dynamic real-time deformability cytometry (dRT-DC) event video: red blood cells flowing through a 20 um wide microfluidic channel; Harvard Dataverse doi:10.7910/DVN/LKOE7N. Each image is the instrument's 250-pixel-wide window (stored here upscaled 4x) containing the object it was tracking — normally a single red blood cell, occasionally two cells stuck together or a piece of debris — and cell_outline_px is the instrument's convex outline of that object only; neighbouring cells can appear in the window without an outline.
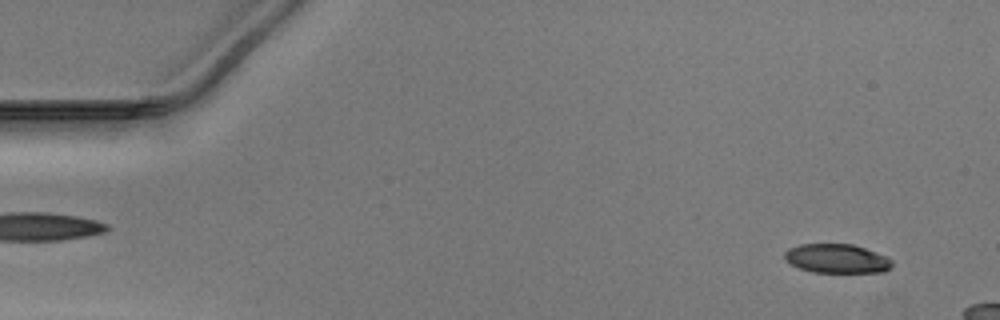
{"species": "Egyptian fruit bat (a non-hibernating species)", "species_latin": "Rousettus aegyptiacus", "temperature_condition": "warm", "stored_images_in_passage": 46, "camera_frame_rate_fps": 3000, "um_per_image_px": 0.085, "animal": {"sex": "male"}, "frame": {"image": 1, "passage_image": 3, "time_ms": 0.667, "image_size_px": [1000, 320], "cell_outline_px": [[892, 264], [884, 272], [812, 272], [800, 268], [784, 260], [784, 252], [788, 248], [800, 244], [852, 244], [864, 248], [884, 256], [892, 260]], "centroid_in_image_um": [71.07, 21.97], "position_along_channel_um": 13.9, "area_um2": 18.03}}
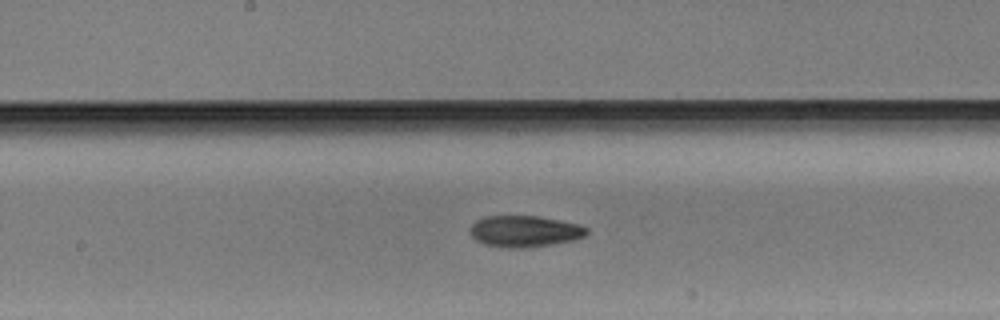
{"frame": {"image": 2, "passage_image": 26, "time_ms": 8.333, "image_size_px": [1000, 320], "cell_outline_px": [[588, 232], [584, 236], [572, 240], [548, 244], [520, 248], [508, 248], [484, 244], [476, 240], [472, 236], [472, 224], [476, 220], [484, 216], [536, 216], [560, 220], [580, 224], [588, 228]], "centroid_in_image_um": [44.59, 19.64], "position_along_channel_um": 203.6, "area_um2": 21.04}}
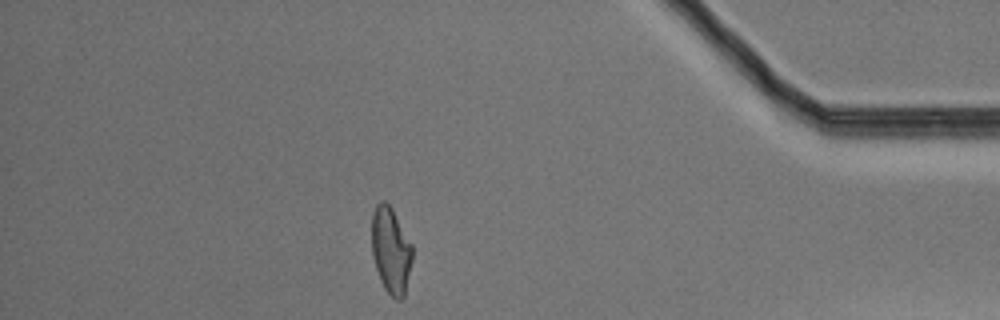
{"frame": {"image": 3, "passage_image": 44, "time_ms": 14.333, "image_size_px": [1000, 320], "cell_outline_px": [[412, 260], [404, 296], [400, 300], [396, 300], [384, 288], [380, 280], [372, 256], [372, 212], [376, 204], [380, 200], [384, 200], [392, 208], [412, 244]], "centroid_in_image_um": [33.21, 21.26], "position_along_channel_um": 402.0, "area_um2": 20.46}}